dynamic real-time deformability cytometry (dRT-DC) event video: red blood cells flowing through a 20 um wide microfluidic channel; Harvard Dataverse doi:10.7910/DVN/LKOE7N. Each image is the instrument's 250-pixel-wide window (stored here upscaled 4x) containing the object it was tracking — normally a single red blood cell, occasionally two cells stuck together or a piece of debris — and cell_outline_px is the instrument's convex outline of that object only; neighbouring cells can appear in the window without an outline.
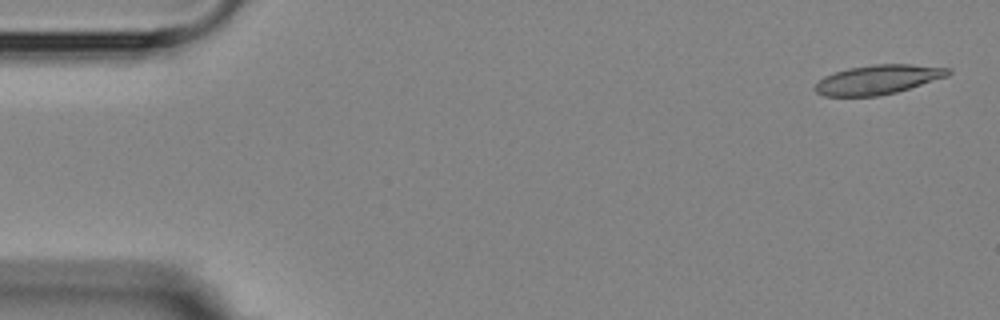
{"species": "Egyptian fruit bat (a non-hibernating species)", "species_latin": "Rousettus aegyptiacus", "temperature_condition": "room temperature", "stored_images_in_passage": 4, "camera_frame_rate_fps": 3000, "um_per_image_px": 0.085, "animal": {"sex": "female"}, "frame": {"image": 1, "passage_image": 1, "time_ms": 0.0, "image_size_px": [1000, 320], "cell_outline_px": [[952, 72], [948, 76], [896, 92], [880, 96], [824, 96], [816, 92], [812, 88], [824, 76], [848, 68], [872, 64], [912, 64], [952, 68]], "centroid_in_image_um": [74.64, 6.76], "position_along_channel_um": 10.4, "area_um2": 22.83}}